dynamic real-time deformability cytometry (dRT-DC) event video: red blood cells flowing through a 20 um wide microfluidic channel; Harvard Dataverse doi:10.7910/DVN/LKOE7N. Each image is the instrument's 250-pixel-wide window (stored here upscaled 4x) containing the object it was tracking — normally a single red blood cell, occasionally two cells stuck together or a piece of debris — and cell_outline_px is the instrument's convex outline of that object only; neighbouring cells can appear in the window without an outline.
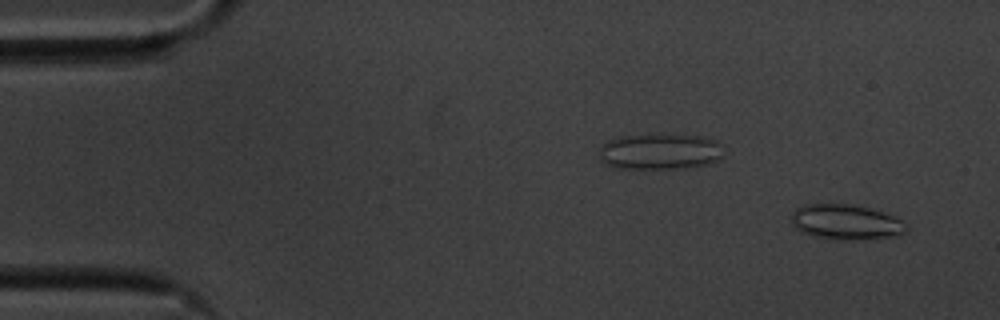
{"species": "common noctule bat (a hibernating species)", "species_latin": "Nyctalus noctula", "temperature_condition": "cold", "stored_images_in_passage": 57, "camera_frame_rate_fps": 3000, "um_per_image_px": 0.085, "animal": {"sex": "male", "body_mass_g": 20.1, "forearm_length_mm": 53.5}, "frame": {"image": 1, "passage_image": 3, "time_ms": 0.667, "image_size_px": [1000, 320], "cell_outline_px": [[908, 232], [896, 236], [868, 240], [848, 240], [812, 236], [796, 228], [792, 224], [792, 212], [796, 208], [804, 204], [852, 204], [868, 208], [896, 216], [908, 228]], "centroid_in_image_um": [71.94, 18.88], "position_along_channel_um": 13.1, "area_um2": 23.7}}
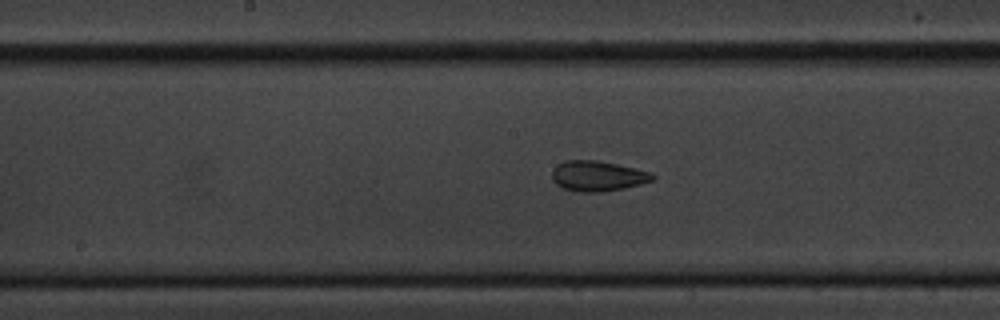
{"frame": {"image": 2, "passage_image": 28, "time_ms": 9.0, "image_size_px": [1000, 320], "cell_outline_px": [[656, 180], [624, 188], [600, 192], [576, 192], [564, 188], [556, 184], [552, 180], [552, 172], [564, 160], [596, 160], [616, 164], [648, 172], [656, 176]], "centroid_in_image_um": [50.8, 14.97], "position_along_channel_um": 197.4, "area_um2": 17.57}}
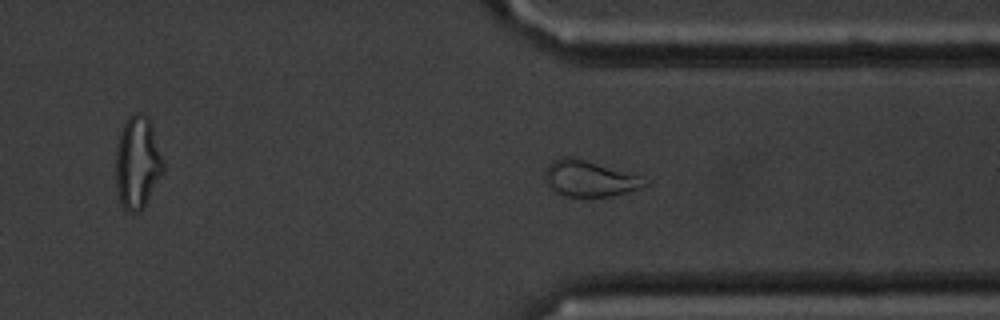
{"frame": {"image": 3, "passage_image": 42, "time_ms": 13.667, "image_size_px": [1000, 320], "cell_outline_px": [[648, 184], [640, 188], [612, 196], [564, 196], [552, 192], [544, 180], [544, 172], [548, 164], [552, 160], [564, 156], [576, 156], [640, 176]], "centroid_in_image_um": [50.02, 15.16], "position_along_channel_um": 361.4, "area_um2": 21.21}, "authors_computed_cell_mechanics": {"area_um2": 19.652, "velocity_mm_per_s": 3.5238, "shape_relaxation_time_tau1_ms": null, "shape_relaxation_time_tau2_ms": 1.9212, "deformation_change_tau1": null, "deformation_change_tau2": 0.0699}}